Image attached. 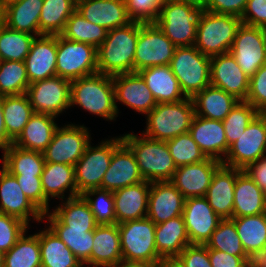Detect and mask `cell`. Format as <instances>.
Here are the masks:
<instances>
[{"mask_svg":"<svg viewBox=\"0 0 266 267\" xmlns=\"http://www.w3.org/2000/svg\"><path fill=\"white\" fill-rule=\"evenodd\" d=\"M139 36V21L111 29L97 48L98 73L114 76L134 72V55Z\"/></svg>","mask_w":266,"mask_h":267,"instance_id":"obj_1","label":"cell"},{"mask_svg":"<svg viewBox=\"0 0 266 267\" xmlns=\"http://www.w3.org/2000/svg\"><path fill=\"white\" fill-rule=\"evenodd\" d=\"M74 105L107 121L115 120L119 110L115 104L112 76L97 72L71 81L70 106Z\"/></svg>","mask_w":266,"mask_h":267,"instance_id":"obj_2","label":"cell"},{"mask_svg":"<svg viewBox=\"0 0 266 267\" xmlns=\"http://www.w3.org/2000/svg\"><path fill=\"white\" fill-rule=\"evenodd\" d=\"M141 135L132 132L122 139L133 151L142 178L148 182L170 181L177 167L167 142Z\"/></svg>","mask_w":266,"mask_h":267,"instance_id":"obj_3","label":"cell"},{"mask_svg":"<svg viewBox=\"0 0 266 267\" xmlns=\"http://www.w3.org/2000/svg\"><path fill=\"white\" fill-rule=\"evenodd\" d=\"M195 116L192 98L178 102L157 103L147 114V126L143 135L151 139L168 141L189 132Z\"/></svg>","mask_w":266,"mask_h":267,"instance_id":"obj_4","label":"cell"},{"mask_svg":"<svg viewBox=\"0 0 266 267\" xmlns=\"http://www.w3.org/2000/svg\"><path fill=\"white\" fill-rule=\"evenodd\" d=\"M241 18L202 10L199 14L195 47L209 57L230 52Z\"/></svg>","mask_w":266,"mask_h":267,"instance_id":"obj_5","label":"cell"},{"mask_svg":"<svg viewBox=\"0 0 266 267\" xmlns=\"http://www.w3.org/2000/svg\"><path fill=\"white\" fill-rule=\"evenodd\" d=\"M201 11L192 4L163 0L154 22L176 47L194 46Z\"/></svg>","mask_w":266,"mask_h":267,"instance_id":"obj_6","label":"cell"},{"mask_svg":"<svg viewBox=\"0 0 266 267\" xmlns=\"http://www.w3.org/2000/svg\"><path fill=\"white\" fill-rule=\"evenodd\" d=\"M210 58L195 46L176 47L170 67L185 97L193 98L210 85Z\"/></svg>","mask_w":266,"mask_h":267,"instance_id":"obj_7","label":"cell"},{"mask_svg":"<svg viewBox=\"0 0 266 267\" xmlns=\"http://www.w3.org/2000/svg\"><path fill=\"white\" fill-rule=\"evenodd\" d=\"M156 224L148 217L118 224L122 260L166 262L155 245Z\"/></svg>","mask_w":266,"mask_h":267,"instance_id":"obj_8","label":"cell"},{"mask_svg":"<svg viewBox=\"0 0 266 267\" xmlns=\"http://www.w3.org/2000/svg\"><path fill=\"white\" fill-rule=\"evenodd\" d=\"M123 141L122 136L105 140L99 146L91 147L89 143L84 154L74 165L77 193L101 188L115 148Z\"/></svg>","mask_w":266,"mask_h":267,"instance_id":"obj_9","label":"cell"},{"mask_svg":"<svg viewBox=\"0 0 266 267\" xmlns=\"http://www.w3.org/2000/svg\"><path fill=\"white\" fill-rule=\"evenodd\" d=\"M97 49L57 35L56 76L69 81L97 73Z\"/></svg>","mask_w":266,"mask_h":267,"instance_id":"obj_10","label":"cell"},{"mask_svg":"<svg viewBox=\"0 0 266 267\" xmlns=\"http://www.w3.org/2000/svg\"><path fill=\"white\" fill-rule=\"evenodd\" d=\"M175 49L176 46L155 22L139 21L134 72L152 66L170 65Z\"/></svg>","mask_w":266,"mask_h":267,"instance_id":"obj_11","label":"cell"},{"mask_svg":"<svg viewBox=\"0 0 266 267\" xmlns=\"http://www.w3.org/2000/svg\"><path fill=\"white\" fill-rule=\"evenodd\" d=\"M266 114L259 113L244 133L229 146L222 164L245 169L249 164L266 155Z\"/></svg>","mask_w":266,"mask_h":267,"instance_id":"obj_12","label":"cell"},{"mask_svg":"<svg viewBox=\"0 0 266 267\" xmlns=\"http://www.w3.org/2000/svg\"><path fill=\"white\" fill-rule=\"evenodd\" d=\"M229 53L250 78L266 64V29L242 23Z\"/></svg>","mask_w":266,"mask_h":267,"instance_id":"obj_13","label":"cell"},{"mask_svg":"<svg viewBox=\"0 0 266 267\" xmlns=\"http://www.w3.org/2000/svg\"><path fill=\"white\" fill-rule=\"evenodd\" d=\"M88 128L75 124L57 127L48 147L43 151L45 162L75 165L91 143Z\"/></svg>","mask_w":266,"mask_h":267,"instance_id":"obj_14","label":"cell"},{"mask_svg":"<svg viewBox=\"0 0 266 267\" xmlns=\"http://www.w3.org/2000/svg\"><path fill=\"white\" fill-rule=\"evenodd\" d=\"M26 95L34 113L57 117L70 106L71 81L59 76L31 83Z\"/></svg>","mask_w":266,"mask_h":267,"instance_id":"obj_15","label":"cell"},{"mask_svg":"<svg viewBox=\"0 0 266 267\" xmlns=\"http://www.w3.org/2000/svg\"><path fill=\"white\" fill-rule=\"evenodd\" d=\"M182 216L190 244L206 245L222 220L205 197L185 199Z\"/></svg>","mask_w":266,"mask_h":267,"instance_id":"obj_16","label":"cell"},{"mask_svg":"<svg viewBox=\"0 0 266 267\" xmlns=\"http://www.w3.org/2000/svg\"><path fill=\"white\" fill-rule=\"evenodd\" d=\"M250 78L230 54L210 58V85L220 88L239 101H246Z\"/></svg>","mask_w":266,"mask_h":267,"instance_id":"obj_17","label":"cell"},{"mask_svg":"<svg viewBox=\"0 0 266 267\" xmlns=\"http://www.w3.org/2000/svg\"><path fill=\"white\" fill-rule=\"evenodd\" d=\"M0 213L29 224L30 218L42 222L43 213L26 197L15 176L3 167L0 170ZM31 216V217H30Z\"/></svg>","mask_w":266,"mask_h":267,"instance_id":"obj_18","label":"cell"},{"mask_svg":"<svg viewBox=\"0 0 266 267\" xmlns=\"http://www.w3.org/2000/svg\"><path fill=\"white\" fill-rule=\"evenodd\" d=\"M221 164V161L207 157L204 161L178 167L170 182L185 199L204 197L214 172Z\"/></svg>","mask_w":266,"mask_h":267,"instance_id":"obj_19","label":"cell"},{"mask_svg":"<svg viewBox=\"0 0 266 267\" xmlns=\"http://www.w3.org/2000/svg\"><path fill=\"white\" fill-rule=\"evenodd\" d=\"M144 181L133 151L122 141L113 152L101 189L115 191Z\"/></svg>","mask_w":266,"mask_h":267,"instance_id":"obj_20","label":"cell"},{"mask_svg":"<svg viewBox=\"0 0 266 267\" xmlns=\"http://www.w3.org/2000/svg\"><path fill=\"white\" fill-rule=\"evenodd\" d=\"M115 104L122 102L136 112L148 114L157 104L145 80L138 72L112 76Z\"/></svg>","mask_w":266,"mask_h":267,"instance_id":"obj_21","label":"cell"},{"mask_svg":"<svg viewBox=\"0 0 266 267\" xmlns=\"http://www.w3.org/2000/svg\"><path fill=\"white\" fill-rule=\"evenodd\" d=\"M185 198L170 182H151L147 217L156 225L181 216Z\"/></svg>","mask_w":266,"mask_h":267,"instance_id":"obj_22","label":"cell"},{"mask_svg":"<svg viewBox=\"0 0 266 267\" xmlns=\"http://www.w3.org/2000/svg\"><path fill=\"white\" fill-rule=\"evenodd\" d=\"M24 62L30 84L56 76L57 35L35 37Z\"/></svg>","mask_w":266,"mask_h":267,"instance_id":"obj_23","label":"cell"},{"mask_svg":"<svg viewBox=\"0 0 266 267\" xmlns=\"http://www.w3.org/2000/svg\"><path fill=\"white\" fill-rule=\"evenodd\" d=\"M241 169L221 164L214 172L204 196L214 212L222 219L233 218L234 188Z\"/></svg>","mask_w":266,"mask_h":267,"instance_id":"obj_24","label":"cell"},{"mask_svg":"<svg viewBox=\"0 0 266 267\" xmlns=\"http://www.w3.org/2000/svg\"><path fill=\"white\" fill-rule=\"evenodd\" d=\"M81 15L108 31L132 22L125 0H83L77 3Z\"/></svg>","mask_w":266,"mask_h":267,"instance_id":"obj_25","label":"cell"},{"mask_svg":"<svg viewBox=\"0 0 266 267\" xmlns=\"http://www.w3.org/2000/svg\"><path fill=\"white\" fill-rule=\"evenodd\" d=\"M189 134L206 157L221 162L225 159L229 146L222 121L195 115Z\"/></svg>","mask_w":266,"mask_h":267,"instance_id":"obj_26","label":"cell"},{"mask_svg":"<svg viewBox=\"0 0 266 267\" xmlns=\"http://www.w3.org/2000/svg\"><path fill=\"white\" fill-rule=\"evenodd\" d=\"M151 182L146 180L113 191L116 224L147 217Z\"/></svg>","mask_w":266,"mask_h":267,"instance_id":"obj_27","label":"cell"},{"mask_svg":"<svg viewBox=\"0 0 266 267\" xmlns=\"http://www.w3.org/2000/svg\"><path fill=\"white\" fill-rule=\"evenodd\" d=\"M122 260L118 224L97 225L93 231L91 266L110 267Z\"/></svg>","mask_w":266,"mask_h":267,"instance_id":"obj_28","label":"cell"},{"mask_svg":"<svg viewBox=\"0 0 266 267\" xmlns=\"http://www.w3.org/2000/svg\"><path fill=\"white\" fill-rule=\"evenodd\" d=\"M44 0H20L2 9L1 23L11 30L40 36L39 18Z\"/></svg>","mask_w":266,"mask_h":267,"instance_id":"obj_29","label":"cell"},{"mask_svg":"<svg viewBox=\"0 0 266 267\" xmlns=\"http://www.w3.org/2000/svg\"><path fill=\"white\" fill-rule=\"evenodd\" d=\"M155 245L158 254L166 262H172L187 245H190L182 215L156 225Z\"/></svg>","mask_w":266,"mask_h":267,"instance_id":"obj_30","label":"cell"},{"mask_svg":"<svg viewBox=\"0 0 266 267\" xmlns=\"http://www.w3.org/2000/svg\"><path fill=\"white\" fill-rule=\"evenodd\" d=\"M266 213V194L241 170L234 188L233 217H244Z\"/></svg>","mask_w":266,"mask_h":267,"instance_id":"obj_31","label":"cell"},{"mask_svg":"<svg viewBox=\"0 0 266 267\" xmlns=\"http://www.w3.org/2000/svg\"><path fill=\"white\" fill-rule=\"evenodd\" d=\"M138 73L145 80L157 103L178 102L186 98L170 65L147 67Z\"/></svg>","mask_w":266,"mask_h":267,"instance_id":"obj_32","label":"cell"},{"mask_svg":"<svg viewBox=\"0 0 266 267\" xmlns=\"http://www.w3.org/2000/svg\"><path fill=\"white\" fill-rule=\"evenodd\" d=\"M55 118L50 114L34 113L13 144L26 150L43 152L58 127Z\"/></svg>","mask_w":266,"mask_h":267,"instance_id":"obj_33","label":"cell"},{"mask_svg":"<svg viewBox=\"0 0 266 267\" xmlns=\"http://www.w3.org/2000/svg\"><path fill=\"white\" fill-rule=\"evenodd\" d=\"M192 100L195 115L220 121L239 103L234 96L212 85L197 93Z\"/></svg>","mask_w":266,"mask_h":267,"instance_id":"obj_34","label":"cell"},{"mask_svg":"<svg viewBox=\"0 0 266 267\" xmlns=\"http://www.w3.org/2000/svg\"><path fill=\"white\" fill-rule=\"evenodd\" d=\"M41 183L44 195L48 199L56 197L63 200L64 192L68 189L70 194L67 198L80 196L77 193L73 165L45 162Z\"/></svg>","mask_w":266,"mask_h":267,"instance_id":"obj_35","label":"cell"},{"mask_svg":"<svg viewBox=\"0 0 266 267\" xmlns=\"http://www.w3.org/2000/svg\"><path fill=\"white\" fill-rule=\"evenodd\" d=\"M47 217L49 228L66 244L72 253L85 265H91L94 229H69L51 212L43 214Z\"/></svg>","mask_w":266,"mask_h":267,"instance_id":"obj_36","label":"cell"},{"mask_svg":"<svg viewBox=\"0 0 266 267\" xmlns=\"http://www.w3.org/2000/svg\"><path fill=\"white\" fill-rule=\"evenodd\" d=\"M39 243L41 267H84L49 227L39 232Z\"/></svg>","mask_w":266,"mask_h":267,"instance_id":"obj_37","label":"cell"},{"mask_svg":"<svg viewBox=\"0 0 266 267\" xmlns=\"http://www.w3.org/2000/svg\"><path fill=\"white\" fill-rule=\"evenodd\" d=\"M2 153V167L12 176H41L45 165L43 152L26 150L12 143Z\"/></svg>","mask_w":266,"mask_h":267,"instance_id":"obj_38","label":"cell"},{"mask_svg":"<svg viewBox=\"0 0 266 267\" xmlns=\"http://www.w3.org/2000/svg\"><path fill=\"white\" fill-rule=\"evenodd\" d=\"M238 236L246 254L254 260L262 253L266 241V213L233 217Z\"/></svg>","mask_w":266,"mask_h":267,"instance_id":"obj_39","label":"cell"},{"mask_svg":"<svg viewBox=\"0 0 266 267\" xmlns=\"http://www.w3.org/2000/svg\"><path fill=\"white\" fill-rule=\"evenodd\" d=\"M2 101L6 133L14 142L34 111L26 94L2 96Z\"/></svg>","mask_w":266,"mask_h":267,"instance_id":"obj_40","label":"cell"},{"mask_svg":"<svg viewBox=\"0 0 266 267\" xmlns=\"http://www.w3.org/2000/svg\"><path fill=\"white\" fill-rule=\"evenodd\" d=\"M63 204L55 207L52 214L69 229H95L98 223L93 213L80 195L73 198H67Z\"/></svg>","mask_w":266,"mask_h":267,"instance_id":"obj_41","label":"cell"},{"mask_svg":"<svg viewBox=\"0 0 266 267\" xmlns=\"http://www.w3.org/2000/svg\"><path fill=\"white\" fill-rule=\"evenodd\" d=\"M76 9L73 0H44L39 18L40 35H61Z\"/></svg>","mask_w":266,"mask_h":267,"instance_id":"obj_42","label":"cell"},{"mask_svg":"<svg viewBox=\"0 0 266 267\" xmlns=\"http://www.w3.org/2000/svg\"><path fill=\"white\" fill-rule=\"evenodd\" d=\"M107 33V29L89 22L75 10L67 20L61 35L72 41L90 44L97 49L106 39Z\"/></svg>","mask_w":266,"mask_h":267,"instance_id":"obj_43","label":"cell"},{"mask_svg":"<svg viewBox=\"0 0 266 267\" xmlns=\"http://www.w3.org/2000/svg\"><path fill=\"white\" fill-rule=\"evenodd\" d=\"M25 233L4 253V267H41L39 233Z\"/></svg>","mask_w":266,"mask_h":267,"instance_id":"obj_44","label":"cell"},{"mask_svg":"<svg viewBox=\"0 0 266 267\" xmlns=\"http://www.w3.org/2000/svg\"><path fill=\"white\" fill-rule=\"evenodd\" d=\"M35 35L11 30L0 23V61H25Z\"/></svg>","mask_w":266,"mask_h":267,"instance_id":"obj_45","label":"cell"},{"mask_svg":"<svg viewBox=\"0 0 266 267\" xmlns=\"http://www.w3.org/2000/svg\"><path fill=\"white\" fill-rule=\"evenodd\" d=\"M29 85L25 62L0 61V96L26 94Z\"/></svg>","mask_w":266,"mask_h":267,"instance_id":"obj_46","label":"cell"},{"mask_svg":"<svg viewBox=\"0 0 266 267\" xmlns=\"http://www.w3.org/2000/svg\"><path fill=\"white\" fill-rule=\"evenodd\" d=\"M206 246L208 249L227 252L234 256H248L238 236L235 223L231 219H222L219 222Z\"/></svg>","mask_w":266,"mask_h":267,"instance_id":"obj_47","label":"cell"},{"mask_svg":"<svg viewBox=\"0 0 266 267\" xmlns=\"http://www.w3.org/2000/svg\"><path fill=\"white\" fill-rule=\"evenodd\" d=\"M258 114L259 112L250 103L239 101L222 121L228 146L239 139Z\"/></svg>","mask_w":266,"mask_h":267,"instance_id":"obj_48","label":"cell"},{"mask_svg":"<svg viewBox=\"0 0 266 267\" xmlns=\"http://www.w3.org/2000/svg\"><path fill=\"white\" fill-rule=\"evenodd\" d=\"M176 167L204 161L207 157L201 151L189 132L166 141Z\"/></svg>","mask_w":266,"mask_h":267,"instance_id":"obj_49","label":"cell"},{"mask_svg":"<svg viewBox=\"0 0 266 267\" xmlns=\"http://www.w3.org/2000/svg\"><path fill=\"white\" fill-rule=\"evenodd\" d=\"M88 203L98 225L116 224L113 192L101 188L91 189L81 195ZM91 196H96L93 199Z\"/></svg>","mask_w":266,"mask_h":267,"instance_id":"obj_50","label":"cell"},{"mask_svg":"<svg viewBox=\"0 0 266 267\" xmlns=\"http://www.w3.org/2000/svg\"><path fill=\"white\" fill-rule=\"evenodd\" d=\"M20 219L0 213V251L6 253L28 229Z\"/></svg>","mask_w":266,"mask_h":267,"instance_id":"obj_51","label":"cell"},{"mask_svg":"<svg viewBox=\"0 0 266 267\" xmlns=\"http://www.w3.org/2000/svg\"><path fill=\"white\" fill-rule=\"evenodd\" d=\"M175 267H212L206 245L190 244L171 262Z\"/></svg>","mask_w":266,"mask_h":267,"instance_id":"obj_52","label":"cell"},{"mask_svg":"<svg viewBox=\"0 0 266 267\" xmlns=\"http://www.w3.org/2000/svg\"><path fill=\"white\" fill-rule=\"evenodd\" d=\"M26 197L44 214L49 212V199L44 195L41 176H15Z\"/></svg>","mask_w":266,"mask_h":267,"instance_id":"obj_53","label":"cell"},{"mask_svg":"<svg viewBox=\"0 0 266 267\" xmlns=\"http://www.w3.org/2000/svg\"><path fill=\"white\" fill-rule=\"evenodd\" d=\"M245 102L250 103L259 113L266 112V64L250 77Z\"/></svg>","mask_w":266,"mask_h":267,"instance_id":"obj_54","label":"cell"},{"mask_svg":"<svg viewBox=\"0 0 266 267\" xmlns=\"http://www.w3.org/2000/svg\"><path fill=\"white\" fill-rule=\"evenodd\" d=\"M129 16L136 21L154 22L163 0H125Z\"/></svg>","mask_w":266,"mask_h":267,"instance_id":"obj_55","label":"cell"},{"mask_svg":"<svg viewBox=\"0 0 266 267\" xmlns=\"http://www.w3.org/2000/svg\"><path fill=\"white\" fill-rule=\"evenodd\" d=\"M241 21L246 25L266 29V0H248Z\"/></svg>","mask_w":266,"mask_h":267,"instance_id":"obj_56","label":"cell"},{"mask_svg":"<svg viewBox=\"0 0 266 267\" xmlns=\"http://www.w3.org/2000/svg\"><path fill=\"white\" fill-rule=\"evenodd\" d=\"M248 0H207L204 10L241 18Z\"/></svg>","mask_w":266,"mask_h":267,"instance_id":"obj_57","label":"cell"},{"mask_svg":"<svg viewBox=\"0 0 266 267\" xmlns=\"http://www.w3.org/2000/svg\"><path fill=\"white\" fill-rule=\"evenodd\" d=\"M212 267H252L253 260L249 256H234L227 252L209 249Z\"/></svg>","mask_w":266,"mask_h":267,"instance_id":"obj_58","label":"cell"},{"mask_svg":"<svg viewBox=\"0 0 266 267\" xmlns=\"http://www.w3.org/2000/svg\"><path fill=\"white\" fill-rule=\"evenodd\" d=\"M243 170L258 185L261 191L266 194V155L249 164Z\"/></svg>","mask_w":266,"mask_h":267,"instance_id":"obj_59","label":"cell"},{"mask_svg":"<svg viewBox=\"0 0 266 267\" xmlns=\"http://www.w3.org/2000/svg\"><path fill=\"white\" fill-rule=\"evenodd\" d=\"M2 103V96H0V149H3L4 152L13 143V141L6 133Z\"/></svg>","mask_w":266,"mask_h":267,"instance_id":"obj_60","label":"cell"},{"mask_svg":"<svg viewBox=\"0 0 266 267\" xmlns=\"http://www.w3.org/2000/svg\"><path fill=\"white\" fill-rule=\"evenodd\" d=\"M167 262H140L121 260L116 265L110 267H166Z\"/></svg>","mask_w":266,"mask_h":267,"instance_id":"obj_61","label":"cell"},{"mask_svg":"<svg viewBox=\"0 0 266 267\" xmlns=\"http://www.w3.org/2000/svg\"><path fill=\"white\" fill-rule=\"evenodd\" d=\"M177 1L192 4L201 10H204L207 3V0H177Z\"/></svg>","mask_w":266,"mask_h":267,"instance_id":"obj_62","label":"cell"},{"mask_svg":"<svg viewBox=\"0 0 266 267\" xmlns=\"http://www.w3.org/2000/svg\"><path fill=\"white\" fill-rule=\"evenodd\" d=\"M252 267H266V256L258 255L252 262Z\"/></svg>","mask_w":266,"mask_h":267,"instance_id":"obj_63","label":"cell"},{"mask_svg":"<svg viewBox=\"0 0 266 267\" xmlns=\"http://www.w3.org/2000/svg\"><path fill=\"white\" fill-rule=\"evenodd\" d=\"M20 0H1V9L6 7L7 5H10L12 3L18 2Z\"/></svg>","mask_w":266,"mask_h":267,"instance_id":"obj_64","label":"cell"},{"mask_svg":"<svg viewBox=\"0 0 266 267\" xmlns=\"http://www.w3.org/2000/svg\"><path fill=\"white\" fill-rule=\"evenodd\" d=\"M0 267H4V253L0 251Z\"/></svg>","mask_w":266,"mask_h":267,"instance_id":"obj_65","label":"cell"},{"mask_svg":"<svg viewBox=\"0 0 266 267\" xmlns=\"http://www.w3.org/2000/svg\"><path fill=\"white\" fill-rule=\"evenodd\" d=\"M260 255L266 256V241H265V245H264V248L262 250V253Z\"/></svg>","mask_w":266,"mask_h":267,"instance_id":"obj_66","label":"cell"},{"mask_svg":"<svg viewBox=\"0 0 266 267\" xmlns=\"http://www.w3.org/2000/svg\"><path fill=\"white\" fill-rule=\"evenodd\" d=\"M166 267H175L171 262H167Z\"/></svg>","mask_w":266,"mask_h":267,"instance_id":"obj_67","label":"cell"},{"mask_svg":"<svg viewBox=\"0 0 266 267\" xmlns=\"http://www.w3.org/2000/svg\"><path fill=\"white\" fill-rule=\"evenodd\" d=\"M1 17H2V9L0 8V23H1Z\"/></svg>","mask_w":266,"mask_h":267,"instance_id":"obj_68","label":"cell"},{"mask_svg":"<svg viewBox=\"0 0 266 267\" xmlns=\"http://www.w3.org/2000/svg\"><path fill=\"white\" fill-rule=\"evenodd\" d=\"M76 4L80 1H83V0H73Z\"/></svg>","mask_w":266,"mask_h":267,"instance_id":"obj_69","label":"cell"}]
</instances>
